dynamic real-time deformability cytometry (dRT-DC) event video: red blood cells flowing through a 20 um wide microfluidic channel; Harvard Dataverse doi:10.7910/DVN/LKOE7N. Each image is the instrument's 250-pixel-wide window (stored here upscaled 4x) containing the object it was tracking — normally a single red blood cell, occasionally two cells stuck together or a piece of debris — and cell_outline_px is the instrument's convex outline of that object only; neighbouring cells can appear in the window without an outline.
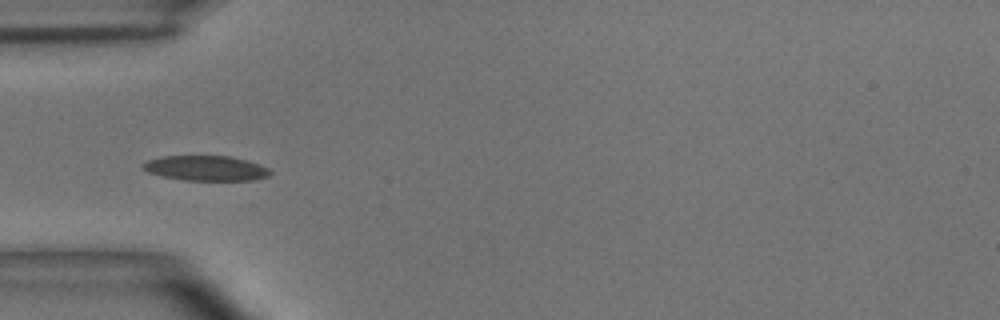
{"species": "common noctule bat (a hibernating species)", "species_latin": "Nyctalus noctula", "temperature_condition": "room temperature", "stored_images_in_passage": 36, "camera_frame_rate_fps": 3000, "um_per_image_px": 0.085, "animal": {"sex": "male", "body_mass_g": 15.6}, "frame": {"image": 1, "passage_image": 1, "time_ms": 0.0, "image_size_px": [1000, 320], "cell_outline_px": [[272, 172], [268, 176], [256, 180], [184, 180], [164, 176], [148, 172], [140, 168], [140, 164], [148, 160], [164, 156], [228, 156], [248, 160], [260, 164], [268, 168]], "centroid_in_image_um": [17.51, 14.29], "position_along_channel_um": 67.5, "area_um2": 18.61}}
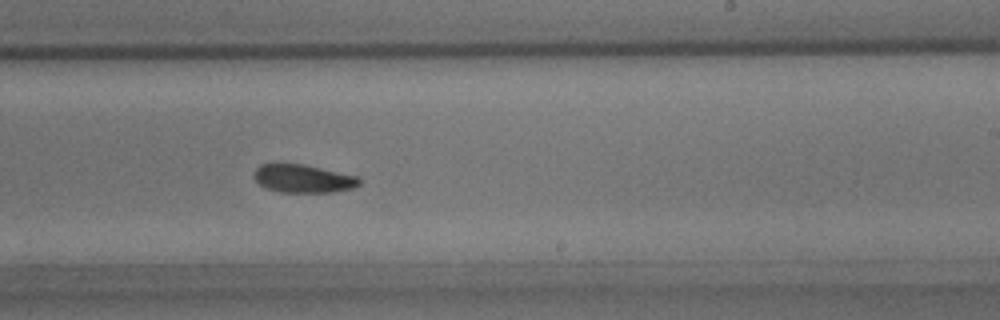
{"frame": {"image": 2, "passage_image": 16, "time_ms": 5.0, "image_size_px": [1000, 320], "cell_outline_px": [[360, 184], [352, 188], [332, 192], [280, 192], [268, 188], [260, 184], [252, 176], [256, 168], [260, 164], [272, 160], [304, 164], [360, 176]], "centroid_in_image_um": [25.72, 15.12], "position_along_channel_um": 263.3, "area_um2": 17.92}}
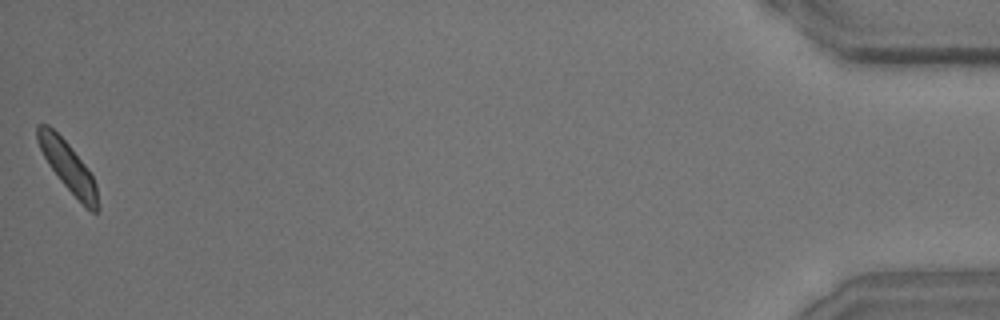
{"frame": {"image": 3, "passage_image": 36, "time_ms": 11.667, "image_size_px": [1000, 320], "cell_outline_px": [[100, 208], [96, 212], [92, 212], [60, 180], [48, 164], [36, 140], [36, 124], [48, 124], [68, 144], [84, 164], [92, 176], [96, 184]], "centroid_in_image_um": [5.76, 14.14], "position_along_channel_um": 429.4, "area_um2": 16.99}, "authors_computed_cell_mechanics": {"area_um2": 17.918, "velocity_mm_per_s": 3.9116, "shape_relaxation_time_tau1_ms": 5.0409, "shape_relaxation_time_tau2_ms": 3.8424, "deformation_change_tau1": 0.1101, "deformation_change_tau2": 0.0944}}